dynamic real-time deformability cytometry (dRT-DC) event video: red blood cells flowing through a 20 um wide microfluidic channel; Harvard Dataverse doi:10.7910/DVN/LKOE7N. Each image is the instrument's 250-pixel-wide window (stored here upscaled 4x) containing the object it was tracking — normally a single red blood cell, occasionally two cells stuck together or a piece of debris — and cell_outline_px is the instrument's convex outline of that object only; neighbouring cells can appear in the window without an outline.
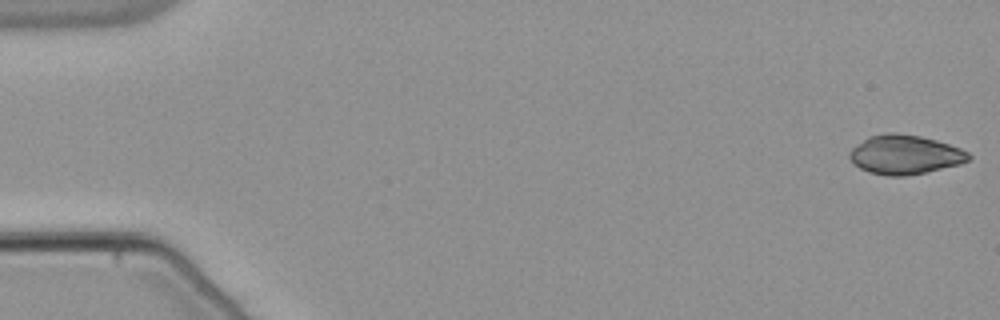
{"species": "common noctule bat (a hibernating species)", "species_latin": "Nyctalus noctula", "temperature_condition": "warm", "stored_images_in_passage": 54, "segment_of_instrument_passage": [1, 3], "camera_frame_rate_fps": 3000, "um_per_image_px": 0.085, "animal": {"sex": "male", "body_mass_g": 21.5, "forearm_length_mm": 52.0}, "frame": {"image": 1, "passage_image": 1, "time_ms": 0.0, "image_size_px": [1000, 320], "cell_outline_px": [[972, 156], [968, 160], [960, 164], [924, 172], [904, 176], [888, 176], [868, 172], [852, 164], [848, 156], [848, 152], [852, 148], [868, 136], [888, 132], [896, 132], [920, 136], [936, 140], [960, 148], [968, 152]], "centroid_in_image_um": [76.87, 13.14], "position_along_channel_um": 8.1, "area_um2": 27.28}}